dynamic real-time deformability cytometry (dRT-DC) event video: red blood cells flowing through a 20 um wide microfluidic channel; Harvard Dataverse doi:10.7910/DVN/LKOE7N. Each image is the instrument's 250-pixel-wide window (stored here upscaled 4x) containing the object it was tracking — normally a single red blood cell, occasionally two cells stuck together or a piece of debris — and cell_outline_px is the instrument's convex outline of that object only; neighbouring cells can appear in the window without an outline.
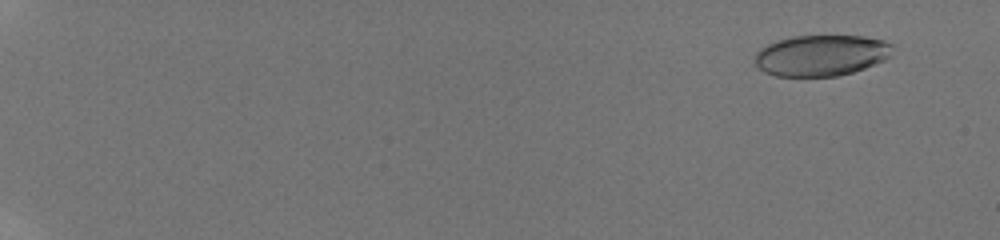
{"species": "human", "species_latin": "Homo sapiens", "temperature_condition": "room temperature", "stored_images_in_passage": 17, "camera_frame_rate_fps": 3000, "um_per_image_px": 0.085, "donor": {"sex": "male"}, "frame": {"image": 1, "passage_image": 2, "time_ms": 1.0, "image_size_px": [1000, 240], "cell_outline_px": [[892, 56], [884, 60], [864, 68], [852, 72], [836, 76], [776, 76], [764, 72], [756, 64], [756, 52], [760, 48], [776, 40], [792, 36], [864, 36], [884, 40], [892, 44]], "centroid_in_image_um": [69.82, 4.7], "position_along_channel_um": 15.2, "area_um2": 32.95}}
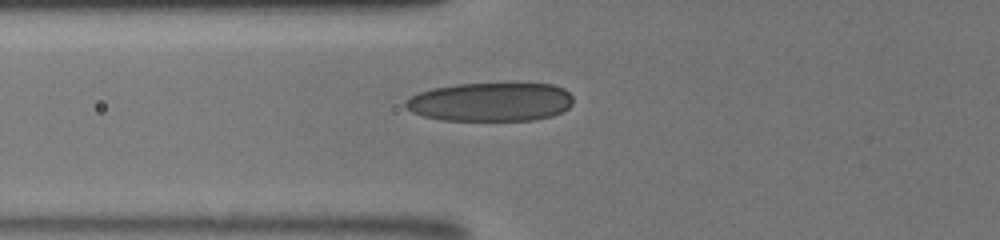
{"frame": {"image": 2, "passage_image": 13, "time_ms": 7.667, "image_size_px": [1000, 240], "cell_outline_px": [[572, 104], [568, 108], [552, 116], [532, 120], [444, 120], [424, 116], [412, 112], [404, 108], [404, 100], [420, 92], [432, 88], [456, 84], [504, 80], [552, 84], [564, 88], [572, 96]], "centroid_in_image_um": [41.72, 8.61], "position_along_channel_um": 84.1, "area_um2": 39.19}}
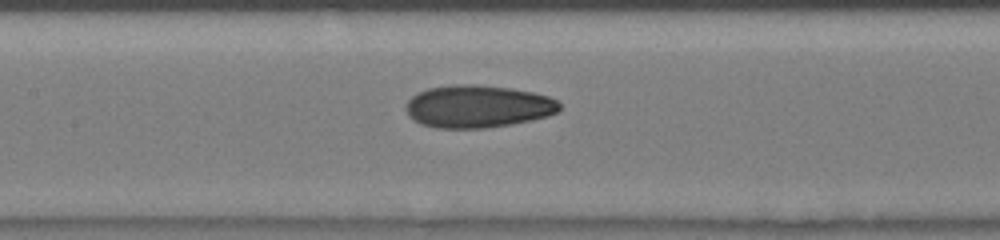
{"frame": {"image": 3, "passage_image": 17, "time_ms": 9.667, "image_size_px": [1000, 240], "cell_outline_px": [[560, 112], [548, 116], [532, 120], [512, 124], [484, 128], [436, 128], [420, 124], [408, 116], [404, 108], [408, 100], [416, 92], [428, 88], [456, 84], [476, 84], [512, 88], [532, 92], [548, 96], [556, 100], [560, 104]], "centroid_in_image_um": [40.6, 9.04], "position_along_channel_um": 166.8, "area_um2": 38.49}}